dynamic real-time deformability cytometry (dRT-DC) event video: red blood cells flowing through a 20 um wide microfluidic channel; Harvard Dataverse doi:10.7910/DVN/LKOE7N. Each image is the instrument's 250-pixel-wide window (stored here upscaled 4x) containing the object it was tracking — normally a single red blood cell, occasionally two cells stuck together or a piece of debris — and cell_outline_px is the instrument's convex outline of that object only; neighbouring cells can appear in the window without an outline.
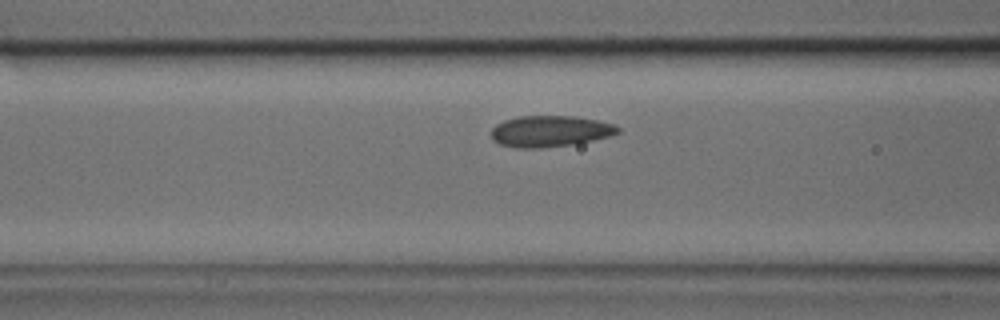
{"species": "common noctule bat (a hibernating species)", "species_latin": "Nyctalus noctula", "temperature_condition": "cold", "stored_images_in_passage": 9, "camera_frame_rate_fps": 3000, "um_per_image_px": 0.085, "animal": {"sex": "male", "body_mass_g": 17.9, "forearm_length_mm": 54.2}, "frame": {"image": 1, "passage_image": 8, "time_ms": 2.333, "image_size_px": [1000, 320], "cell_outline_px": [[620, 132], [608, 136], [592, 140], [572, 144], [544, 148], [516, 148], [500, 144], [492, 140], [492, 128], [496, 124], [504, 120], [520, 116], [576, 116], [616, 124], [620, 128]], "centroid_in_image_um": [46.75, 11.15], "position_along_channel_um": 119.9, "area_um2": 23.06}}